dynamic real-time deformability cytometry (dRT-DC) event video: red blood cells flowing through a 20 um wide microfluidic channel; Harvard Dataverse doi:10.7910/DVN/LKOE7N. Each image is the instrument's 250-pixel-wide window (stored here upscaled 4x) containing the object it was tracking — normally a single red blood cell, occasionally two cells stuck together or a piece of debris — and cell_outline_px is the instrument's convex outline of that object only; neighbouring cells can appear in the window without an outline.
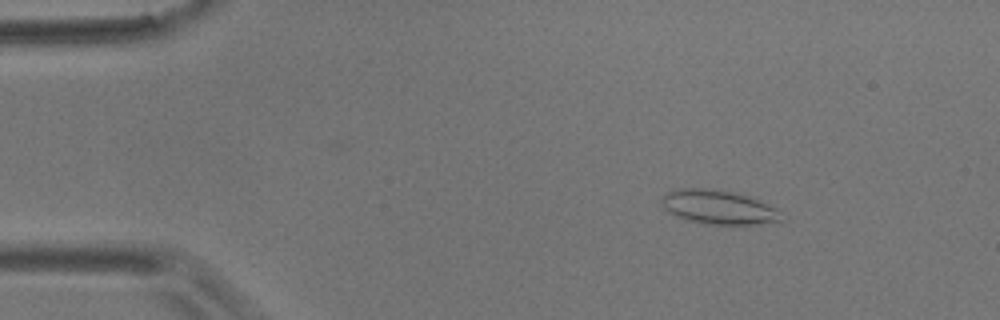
{"species": "common noctule bat (a hibernating species)", "species_latin": "Nyctalus noctula", "temperature_condition": "room temperature", "stored_images_in_passage": 55, "camera_frame_rate_fps": 3000, "um_per_image_px": 0.085, "animal": {"sex": "male", "body_mass_g": 17.9}, "frame": {"image": 1, "passage_image": 8, "time_ms": 2.333, "image_size_px": [1000, 320], "cell_outline_px": [[788, 216], [780, 220], [760, 224], [704, 224], [684, 220], [668, 212], [660, 204], [660, 196], [668, 192], [680, 188], [704, 188], [732, 192], [748, 196], [760, 200], [776, 208]], "centroid_in_image_um": [61.06, 17.62], "position_along_channel_um": 23.9, "area_um2": 24.1}}
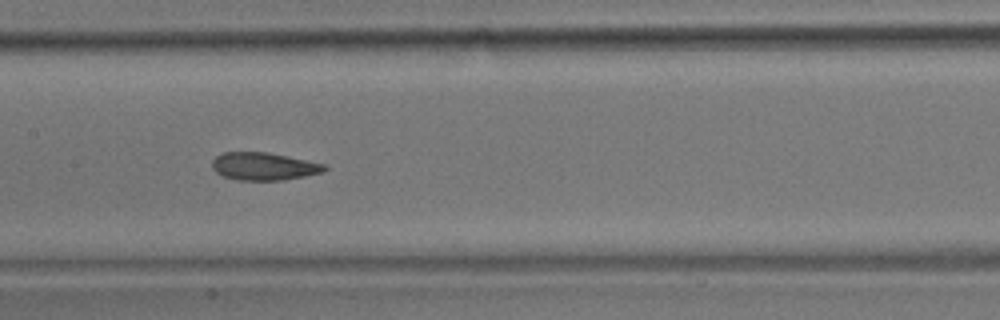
{"frame": {"image": 2, "passage_image": 27, "time_ms": 8.667, "image_size_px": [1000, 320], "cell_outline_px": [[328, 168], [324, 172], [304, 176], [280, 180], [236, 180], [224, 176], [216, 172], [212, 168], [212, 160], [216, 156], [224, 152], [268, 152], [288, 156], [324, 164]], "centroid_in_image_um": [22.41, 14.13], "position_along_channel_um": 185.0, "area_um2": 18.09}}
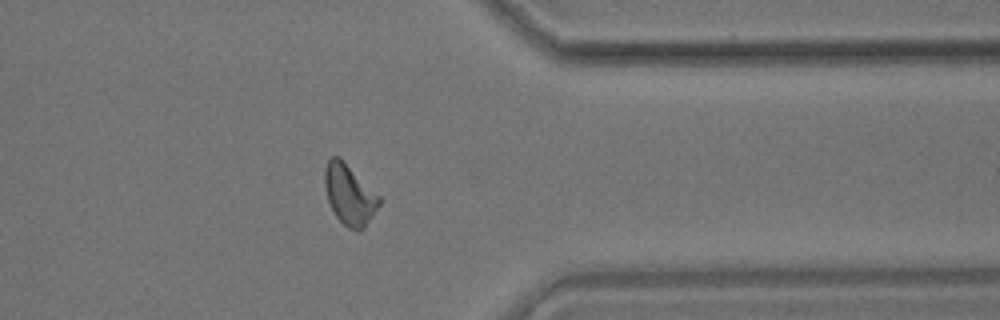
{"frame": {"image": 3, "passage_image": 44, "time_ms": 14.333, "image_size_px": [1000, 320], "cell_outline_px": [[380, 204], [364, 228], [360, 232], [356, 232], [348, 228], [336, 216], [328, 200], [324, 184], [324, 168], [328, 160], [332, 156], [340, 156], [380, 196]], "centroid_in_image_um": [29.7, 16.53], "position_along_channel_um": 381.7, "area_um2": 19.25}, "authors_computed_cell_mechanics": {"area_um2": 18.7272, "velocity_mm_per_s": 3.641, "shape_relaxation_time_tau1_ms": 5.4661, "shape_relaxation_time_tau2_ms": 2.1888, "deformation_change_tau1": 0.149, "deformation_change_tau2": 0.0909}}